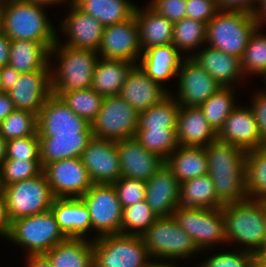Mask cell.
I'll return each mask as SVG.
<instances>
[{
  "mask_svg": "<svg viewBox=\"0 0 266 267\" xmlns=\"http://www.w3.org/2000/svg\"><path fill=\"white\" fill-rule=\"evenodd\" d=\"M10 228L11 222L7 214L5 197L0 190V235L8 238Z\"/></svg>",
  "mask_w": 266,
  "mask_h": 267,
  "instance_id": "11a10c76",
  "label": "cell"
},
{
  "mask_svg": "<svg viewBox=\"0 0 266 267\" xmlns=\"http://www.w3.org/2000/svg\"><path fill=\"white\" fill-rule=\"evenodd\" d=\"M172 43L154 46L142 52L137 64L155 82L162 83L177 76L183 58Z\"/></svg>",
  "mask_w": 266,
  "mask_h": 267,
  "instance_id": "4316f807",
  "label": "cell"
},
{
  "mask_svg": "<svg viewBox=\"0 0 266 267\" xmlns=\"http://www.w3.org/2000/svg\"><path fill=\"white\" fill-rule=\"evenodd\" d=\"M178 97L180 106L199 107L220 88V84L190 57L183 58L179 70Z\"/></svg>",
  "mask_w": 266,
  "mask_h": 267,
  "instance_id": "2e32d148",
  "label": "cell"
},
{
  "mask_svg": "<svg viewBox=\"0 0 266 267\" xmlns=\"http://www.w3.org/2000/svg\"><path fill=\"white\" fill-rule=\"evenodd\" d=\"M70 2L82 12L96 18L103 26L130 19L136 8V5L129 0H71Z\"/></svg>",
  "mask_w": 266,
  "mask_h": 267,
  "instance_id": "836d02e7",
  "label": "cell"
},
{
  "mask_svg": "<svg viewBox=\"0 0 266 267\" xmlns=\"http://www.w3.org/2000/svg\"><path fill=\"white\" fill-rule=\"evenodd\" d=\"M55 198H80L93 185L88 170L80 158H66L43 167Z\"/></svg>",
  "mask_w": 266,
  "mask_h": 267,
  "instance_id": "5bb4252c",
  "label": "cell"
},
{
  "mask_svg": "<svg viewBox=\"0 0 266 267\" xmlns=\"http://www.w3.org/2000/svg\"><path fill=\"white\" fill-rule=\"evenodd\" d=\"M11 39L0 30V67L8 65Z\"/></svg>",
  "mask_w": 266,
  "mask_h": 267,
  "instance_id": "6f0895ef",
  "label": "cell"
},
{
  "mask_svg": "<svg viewBox=\"0 0 266 267\" xmlns=\"http://www.w3.org/2000/svg\"><path fill=\"white\" fill-rule=\"evenodd\" d=\"M88 209L96 238L120 234L123 207L112 184H93L80 197Z\"/></svg>",
  "mask_w": 266,
  "mask_h": 267,
  "instance_id": "7c38bea8",
  "label": "cell"
},
{
  "mask_svg": "<svg viewBox=\"0 0 266 267\" xmlns=\"http://www.w3.org/2000/svg\"><path fill=\"white\" fill-rule=\"evenodd\" d=\"M158 218L146 200L123 208L120 234L141 236Z\"/></svg>",
  "mask_w": 266,
  "mask_h": 267,
  "instance_id": "b9f144b4",
  "label": "cell"
},
{
  "mask_svg": "<svg viewBox=\"0 0 266 267\" xmlns=\"http://www.w3.org/2000/svg\"><path fill=\"white\" fill-rule=\"evenodd\" d=\"M7 140L0 135V166L6 158Z\"/></svg>",
  "mask_w": 266,
  "mask_h": 267,
  "instance_id": "94428289",
  "label": "cell"
},
{
  "mask_svg": "<svg viewBox=\"0 0 266 267\" xmlns=\"http://www.w3.org/2000/svg\"><path fill=\"white\" fill-rule=\"evenodd\" d=\"M226 243L245 245V251L263 256L266 242V202L246 199L222 206ZM247 246V247H246Z\"/></svg>",
  "mask_w": 266,
  "mask_h": 267,
  "instance_id": "3957f363",
  "label": "cell"
},
{
  "mask_svg": "<svg viewBox=\"0 0 266 267\" xmlns=\"http://www.w3.org/2000/svg\"><path fill=\"white\" fill-rule=\"evenodd\" d=\"M44 255L53 267H94L92 239L67 237Z\"/></svg>",
  "mask_w": 266,
  "mask_h": 267,
  "instance_id": "4dcf8cb0",
  "label": "cell"
},
{
  "mask_svg": "<svg viewBox=\"0 0 266 267\" xmlns=\"http://www.w3.org/2000/svg\"><path fill=\"white\" fill-rule=\"evenodd\" d=\"M245 175L248 198L266 202V145L246 152Z\"/></svg>",
  "mask_w": 266,
  "mask_h": 267,
  "instance_id": "d590c367",
  "label": "cell"
},
{
  "mask_svg": "<svg viewBox=\"0 0 266 267\" xmlns=\"http://www.w3.org/2000/svg\"><path fill=\"white\" fill-rule=\"evenodd\" d=\"M169 93L164 85L148 77L138 65L128 74L119 96L140 113L166 98Z\"/></svg>",
  "mask_w": 266,
  "mask_h": 267,
  "instance_id": "603a6c76",
  "label": "cell"
},
{
  "mask_svg": "<svg viewBox=\"0 0 266 267\" xmlns=\"http://www.w3.org/2000/svg\"><path fill=\"white\" fill-rule=\"evenodd\" d=\"M37 114L15 109L0 123V135L7 141L37 134Z\"/></svg>",
  "mask_w": 266,
  "mask_h": 267,
  "instance_id": "ee69618b",
  "label": "cell"
},
{
  "mask_svg": "<svg viewBox=\"0 0 266 267\" xmlns=\"http://www.w3.org/2000/svg\"><path fill=\"white\" fill-rule=\"evenodd\" d=\"M263 256H266V242H265L264 249H263Z\"/></svg>",
  "mask_w": 266,
  "mask_h": 267,
  "instance_id": "03108f58",
  "label": "cell"
},
{
  "mask_svg": "<svg viewBox=\"0 0 266 267\" xmlns=\"http://www.w3.org/2000/svg\"><path fill=\"white\" fill-rule=\"evenodd\" d=\"M69 15L61 21V30L63 33L68 34L69 41L64 44L69 47L79 49H89L97 51L103 35L104 26L94 17L82 12L72 2Z\"/></svg>",
  "mask_w": 266,
  "mask_h": 267,
  "instance_id": "7402d4cb",
  "label": "cell"
},
{
  "mask_svg": "<svg viewBox=\"0 0 266 267\" xmlns=\"http://www.w3.org/2000/svg\"><path fill=\"white\" fill-rule=\"evenodd\" d=\"M10 222L50 210L54 196L43 171L1 188Z\"/></svg>",
  "mask_w": 266,
  "mask_h": 267,
  "instance_id": "ba28073f",
  "label": "cell"
},
{
  "mask_svg": "<svg viewBox=\"0 0 266 267\" xmlns=\"http://www.w3.org/2000/svg\"><path fill=\"white\" fill-rule=\"evenodd\" d=\"M219 10L242 11L255 14L260 0H216Z\"/></svg>",
  "mask_w": 266,
  "mask_h": 267,
  "instance_id": "f5cc1de1",
  "label": "cell"
},
{
  "mask_svg": "<svg viewBox=\"0 0 266 267\" xmlns=\"http://www.w3.org/2000/svg\"><path fill=\"white\" fill-rule=\"evenodd\" d=\"M5 159L40 161V140L38 133L33 136L7 141Z\"/></svg>",
  "mask_w": 266,
  "mask_h": 267,
  "instance_id": "bcb514c9",
  "label": "cell"
},
{
  "mask_svg": "<svg viewBox=\"0 0 266 267\" xmlns=\"http://www.w3.org/2000/svg\"><path fill=\"white\" fill-rule=\"evenodd\" d=\"M92 246L94 267H147L151 261L138 235H104L92 238Z\"/></svg>",
  "mask_w": 266,
  "mask_h": 267,
  "instance_id": "52a82bcc",
  "label": "cell"
},
{
  "mask_svg": "<svg viewBox=\"0 0 266 267\" xmlns=\"http://www.w3.org/2000/svg\"><path fill=\"white\" fill-rule=\"evenodd\" d=\"M257 27L251 34L241 60L243 75L258 74L266 72V35L259 32Z\"/></svg>",
  "mask_w": 266,
  "mask_h": 267,
  "instance_id": "7bdbcfd3",
  "label": "cell"
},
{
  "mask_svg": "<svg viewBox=\"0 0 266 267\" xmlns=\"http://www.w3.org/2000/svg\"><path fill=\"white\" fill-rule=\"evenodd\" d=\"M148 5L173 23L186 17V0H152Z\"/></svg>",
  "mask_w": 266,
  "mask_h": 267,
  "instance_id": "f907efd6",
  "label": "cell"
},
{
  "mask_svg": "<svg viewBox=\"0 0 266 267\" xmlns=\"http://www.w3.org/2000/svg\"><path fill=\"white\" fill-rule=\"evenodd\" d=\"M26 257L28 267H53L44 254L27 255Z\"/></svg>",
  "mask_w": 266,
  "mask_h": 267,
  "instance_id": "680465c9",
  "label": "cell"
},
{
  "mask_svg": "<svg viewBox=\"0 0 266 267\" xmlns=\"http://www.w3.org/2000/svg\"><path fill=\"white\" fill-rule=\"evenodd\" d=\"M112 185L123 208L141 202L146 198V181L120 177Z\"/></svg>",
  "mask_w": 266,
  "mask_h": 267,
  "instance_id": "7dc6e473",
  "label": "cell"
},
{
  "mask_svg": "<svg viewBox=\"0 0 266 267\" xmlns=\"http://www.w3.org/2000/svg\"><path fill=\"white\" fill-rule=\"evenodd\" d=\"M219 11L216 0H186V17L208 23Z\"/></svg>",
  "mask_w": 266,
  "mask_h": 267,
  "instance_id": "681fc988",
  "label": "cell"
},
{
  "mask_svg": "<svg viewBox=\"0 0 266 267\" xmlns=\"http://www.w3.org/2000/svg\"><path fill=\"white\" fill-rule=\"evenodd\" d=\"M217 139L250 151L266 145L258 131L251 108L236 107L217 132Z\"/></svg>",
  "mask_w": 266,
  "mask_h": 267,
  "instance_id": "d6986e66",
  "label": "cell"
},
{
  "mask_svg": "<svg viewBox=\"0 0 266 267\" xmlns=\"http://www.w3.org/2000/svg\"><path fill=\"white\" fill-rule=\"evenodd\" d=\"M141 237L151 259L156 257L161 260H177L200 251L173 216L158 217Z\"/></svg>",
  "mask_w": 266,
  "mask_h": 267,
  "instance_id": "9c48e42d",
  "label": "cell"
},
{
  "mask_svg": "<svg viewBox=\"0 0 266 267\" xmlns=\"http://www.w3.org/2000/svg\"><path fill=\"white\" fill-rule=\"evenodd\" d=\"M206 30V23L184 17L174 23L172 45L180 54L186 50L194 51L206 42Z\"/></svg>",
  "mask_w": 266,
  "mask_h": 267,
  "instance_id": "60d3db41",
  "label": "cell"
},
{
  "mask_svg": "<svg viewBox=\"0 0 266 267\" xmlns=\"http://www.w3.org/2000/svg\"><path fill=\"white\" fill-rule=\"evenodd\" d=\"M252 103L250 108L256 119L259 135L266 144V91H258V94L253 96Z\"/></svg>",
  "mask_w": 266,
  "mask_h": 267,
  "instance_id": "816d5d0a",
  "label": "cell"
},
{
  "mask_svg": "<svg viewBox=\"0 0 266 267\" xmlns=\"http://www.w3.org/2000/svg\"><path fill=\"white\" fill-rule=\"evenodd\" d=\"M97 53L99 57L105 59L138 64L142 50L139 43V28L134 15L126 21L104 26Z\"/></svg>",
  "mask_w": 266,
  "mask_h": 267,
  "instance_id": "9a60e30c",
  "label": "cell"
},
{
  "mask_svg": "<svg viewBox=\"0 0 266 267\" xmlns=\"http://www.w3.org/2000/svg\"><path fill=\"white\" fill-rule=\"evenodd\" d=\"M66 238L50 209L12 221L7 239L26 248V255H41Z\"/></svg>",
  "mask_w": 266,
  "mask_h": 267,
  "instance_id": "8992f818",
  "label": "cell"
},
{
  "mask_svg": "<svg viewBox=\"0 0 266 267\" xmlns=\"http://www.w3.org/2000/svg\"><path fill=\"white\" fill-rule=\"evenodd\" d=\"M42 171L41 161L5 159L0 166V187L33 178Z\"/></svg>",
  "mask_w": 266,
  "mask_h": 267,
  "instance_id": "f6af8a7d",
  "label": "cell"
},
{
  "mask_svg": "<svg viewBox=\"0 0 266 267\" xmlns=\"http://www.w3.org/2000/svg\"><path fill=\"white\" fill-rule=\"evenodd\" d=\"M50 209L66 237L86 238L91 231L90 214L80 198H54Z\"/></svg>",
  "mask_w": 266,
  "mask_h": 267,
  "instance_id": "484cf974",
  "label": "cell"
},
{
  "mask_svg": "<svg viewBox=\"0 0 266 267\" xmlns=\"http://www.w3.org/2000/svg\"><path fill=\"white\" fill-rule=\"evenodd\" d=\"M15 107L7 92H0V123L6 119L13 111Z\"/></svg>",
  "mask_w": 266,
  "mask_h": 267,
  "instance_id": "9f6ffc18",
  "label": "cell"
},
{
  "mask_svg": "<svg viewBox=\"0 0 266 267\" xmlns=\"http://www.w3.org/2000/svg\"><path fill=\"white\" fill-rule=\"evenodd\" d=\"M264 78H265V84H266V72L263 74Z\"/></svg>",
  "mask_w": 266,
  "mask_h": 267,
  "instance_id": "003e7915",
  "label": "cell"
},
{
  "mask_svg": "<svg viewBox=\"0 0 266 267\" xmlns=\"http://www.w3.org/2000/svg\"><path fill=\"white\" fill-rule=\"evenodd\" d=\"M208 175L218 202L223 206L248 199L246 189V151L218 139L205 146Z\"/></svg>",
  "mask_w": 266,
  "mask_h": 267,
  "instance_id": "6da1fadb",
  "label": "cell"
},
{
  "mask_svg": "<svg viewBox=\"0 0 266 267\" xmlns=\"http://www.w3.org/2000/svg\"><path fill=\"white\" fill-rule=\"evenodd\" d=\"M258 27L254 14L219 10L207 23L206 43L224 53L242 58L249 38Z\"/></svg>",
  "mask_w": 266,
  "mask_h": 267,
  "instance_id": "5b68a950",
  "label": "cell"
},
{
  "mask_svg": "<svg viewBox=\"0 0 266 267\" xmlns=\"http://www.w3.org/2000/svg\"><path fill=\"white\" fill-rule=\"evenodd\" d=\"M21 73L10 65L0 67V92H9L15 86Z\"/></svg>",
  "mask_w": 266,
  "mask_h": 267,
  "instance_id": "db71d44e",
  "label": "cell"
},
{
  "mask_svg": "<svg viewBox=\"0 0 266 267\" xmlns=\"http://www.w3.org/2000/svg\"><path fill=\"white\" fill-rule=\"evenodd\" d=\"M257 11L254 14L258 22V27L266 23V0H260L259 6H257Z\"/></svg>",
  "mask_w": 266,
  "mask_h": 267,
  "instance_id": "91938a15",
  "label": "cell"
},
{
  "mask_svg": "<svg viewBox=\"0 0 266 267\" xmlns=\"http://www.w3.org/2000/svg\"><path fill=\"white\" fill-rule=\"evenodd\" d=\"M257 255L245 251L219 253L206 259V267H254Z\"/></svg>",
  "mask_w": 266,
  "mask_h": 267,
  "instance_id": "c3c4849f",
  "label": "cell"
},
{
  "mask_svg": "<svg viewBox=\"0 0 266 267\" xmlns=\"http://www.w3.org/2000/svg\"><path fill=\"white\" fill-rule=\"evenodd\" d=\"M134 138L146 150L157 154L164 161L179 146L176 128H138Z\"/></svg>",
  "mask_w": 266,
  "mask_h": 267,
  "instance_id": "8d00e7d4",
  "label": "cell"
},
{
  "mask_svg": "<svg viewBox=\"0 0 266 267\" xmlns=\"http://www.w3.org/2000/svg\"><path fill=\"white\" fill-rule=\"evenodd\" d=\"M180 182L162 166L146 181V202L158 217H171L179 206Z\"/></svg>",
  "mask_w": 266,
  "mask_h": 267,
  "instance_id": "ffe728a7",
  "label": "cell"
},
{
  "mask_svg": "<svg viewBox=\"0 0 266 267\" xmlns=\"http://www.w3.org/2000/svg\"><path fill=\"white\" fill-rule=\"evenodd\" d=\"M137 129L138 113L119 95L104 97L91 123L93 137L115 142L133 138Z\"/></svg>",
  "mask_w": 266,
  "mask_h": 267,
  "instance_id": "30bf717a",
  "label": "cell"
},
{
  "mask_svg": "<svg viewBox=\"0 0 266 267\" xmlns=\"http://www.w3.org/2000/svg\"><path fill=\"white\" fill-rule=\"evenodd\" d=\"M165 163L180 183L208 173L205 147L178 146Z\"/></svg>",
  "mask_w": 266,
  "mask_h": 267,
  "instance_id": "1f68e13d",
  "label": "cell"
},
{
  "mask_svg": "<svg viewBox=\"0 0 266 267\" xmlns=\"http://www.w3.org/2000/svg\"><path fill=\"white\" fill-rule=\"evenodd\" d=\"M203 48L187 57L202 67L221 87H232L236 79L243 78L240 58L210 46Z\"/></svg>",
  "mask_w": 266,
  "mask_h": 267,
  "instance_id": "d4e9b609",
  "label": "cell"
},
{
  "mask_svg": "<svg viewBox=\"0 0 266 267\" xmlns=\"http://www.w3.org/2000/svg\"><path fill=\"white\" fill-rule=\"evenodd\" d=\"M134 17L139 28V43L142 52L154 46L172 43L174 23L158 14L150 6L144 10L136 6Z\"/></svg>",
  "mask_w": 266,
  "mask_h": 267,
  "instance_id": "83f0119b",
  "label": "cell"
},
{
  "mask_svg": "<svg viewBox=\"0 0 266 267\" xmlns=\"http://www.w3.org/2000/svg\"><path fill=\"white\" fill-rule=\"evenodd\" d=\"M179 206L193 208H222L214 184L208 174L180 183Z\"/></svg>",
  "mask_w": 266,
  "mask_h": 267,
  "instance_id": "e575fe53",
  "label": "cell"
},
{
  "mask_svg": "<svg viewBox=\"0 0 266 267\" xmlns=\"http://www.w3.org/2000/svg\"><path fill=\"white\" fill-rule=\"evenodd\" d=\"M54 53L60 63L56 71L51 69L52 92L79 91L92 87V77L99 59L97 51L60 45L56 41L50 49V57L55 56Z\"/></svg>",
  "mask_w": 266,
  "mask_h": 267,
  "instance_id": "277c9868",
  "label": "cell"
},
{
  "mask_svg": "<svg viewBox=\"0 0 266 267\" xmlns=\"http://www.w3.org/2000/svg\"><path fill=\"white\" fill-rule=\"evenodd\" d=\"M7 93L15 109L27 110L38 115L45 100L52 94L51 69L21 73L15 86Z\"/></svg>",
  "mask_w": 266,
  "mask_h": 267,
  "instance_id": "ac0fdd59",
  "label": "cell"
},
{
  "mask_svg": "<svg viewBox=\"0 0 266 267\" xmlns=\"http://www.w3.org/2000/svg\"><path fill=\"white\" fill-rule=\"evenodd\" d=\"M99 59L93 73L91 88L103 97L119 95L128 74L137 64L103 57Z\"/></svg>",
  "mask_w": 266,
  "mask_h": 267,
  "instance_id": "f546056e",
  "label": "cell"
},
{
  "mask_svg": "<svg viewBox=\"0 0 266 267\" xmlns=\"http://www.w3.org/2000/svg\"><path fill=\"white\" fill-rule=\"evenodd\" d=\"M254 267H266V256H257Z\"/></svg>",
  "mask_w": 266,
  "mask_h": 267,
  "instance_id": "e7e4bbea",
  "label": "cell"
},
{
  "mask_svg": "<svg viewBox=\"0 0 266 267\" xmlns=\"http://www.w3.org/2000/svg\"><path fill=\"white\" fill-rule=\"evenodd\" d=\"M55 43H38L31 40H11L8 65L19 73L50 68V49Z\"/></svg>",
  "mask_w": 266,
  "mask_h": 267,
  "instance_id": "f1b7e54d",
  "label": "cell"
},
{
  "mask_svg": "<svg viewBox=\"0 0 266 267\" xmlns=\"http://www.w3.org/2000/svg\"><path fill=\"white\" fill-rule=\"evenodd\" d=\"M172 216L178 226L193 239L200 251L215 243L226 242L222 208L178 206Z\"/></svg>",
  "mask_w": 266,
  "mask_h": 267,
  "instance_id": "8fae6325",
  "label": "cell"
},
{
  "mask_svg": "<svg viewBox=\"0 0 266 267\" xmlns=\"http://www.w3.org/2000/svg\"><path fill=\"white\" fill-rule=\"evenodd\" d=\"M234 87H222L199 106L209 125L217 133L235 106Z\"/></svg>",
  "mask_w": 266,
  "mask_h": 267,
  "instance_id": "74e56055",
  "label": "cell"
},
{
  "mask_svg": "<svg viewBox=\"0 0 266 267\" xmlns=\"http://www.w3.org/2000/svg\"><path fill=\"white\" fill-rule=\"evenodd\" d=\"M78 116L86 119L90 124L96 119L101 108L103 96L92 88L79 91L52 92Z\"/></svg>",
  "mask_w": 266,
  "mask_h": 267,
  "instance_id": "ab89813d",
  "label": "cell"
},
{
  "mask_svg": "<svg viewBox=\"0 0 266 267\" xmlns=\"http://www.w3.org/2000/svg\"><path fill=\"white\" fill-rule=\"evenodd\" d=\"M39 137L93 135L91 124L76 115L60 97L51 94L37 115Z\"/></svg>",
  "mask_w": 266,
  "mask_h": 267,
  "instance_id": "4fadbf2b",
  "label": "cell"
},
{
  "mask_svg": "<svg viewBox=\"0 0 266 267\" xmlns=\"http://www.w3.org/2000/svg\"><path fill=\"white\" fill-rule=\"evenodd\" d=\"M93 135H55L39 137L42 168L54 161L66 158H80Z\"/></svg>",
  "mask_w": 266,
  "mask_h": 267,
  "instance_id": "d6a6232c",
  "label": "cell"
},
{
  "mask_svg": "<svg viewBox=\"0 0 266 267\" xmlns=\"http://www.w3.org/2000/svg\"><path fill=\"white\" fill-rule=\"evenodd\" d=\"M80 159L88 170L93 184H112L121 177L115 141L92 137Z\"/></svg>",
  "mask_w": 266,
  "mask_h": 267,
  "instance_id": "e0dca14e",
  "label": "cell"
},
{
  "mask_svg": "<svg viewBox=\"0 0 266 267\" xmlns=\"http://www.w3.org/2000/svg\"><path fill=\"white\" fill-rule=\"evenodd\" d=\"M45 5L26 0L0 3V30L11 40L56 43L57 32L45 14Z\"/></svg>",
  "mask_w": 266,
  "mask_h": 267,
  "instance_id": "7a4b0ae2",
  "label": "cell"
},
{
  "mask_svg": "<svg viewBox=\"0 0 266 267\" xmlns=\"http://www.w3.org/2000/svg\"><path fill=\"white\" fill-rule=\"evenodd\" d=\"M180 105L168 95L161 102L138 113V128H176Z\"/></svg>",
  "mask_w": 266,
  "mask_h": 267,
  "instance_id": "f35d334b",
  "label": "cell"
},
{
  "mask_svg": "<svg viewBox=\"0 0 266 267\" xmlns=\"http://www.w3.org/2000/svg\"><path fill=\"white\" fill-rule=\"evenodd\" d=\"M121 177L148 181L165 161L146 150L134 137L116 141Z\"/></svg>",
  "mask_w": 266,
  "mask_h": 267,
  "instance_id": "44dd1931",
  "label": "cell"
},
{
  "mask_svg": "<svg viewBox=\"0 0 266 267\" xmlns=\"http://www.w3.org/2000/svg\"><path fill=\"white\" fill-rule=\"evenodd\" d=\"M26 1H34L36 3H42L50 6V4H58V3H63L66 0H26Z\"/></svg>",
  "mask_w": 266,
  "mask_h": 267,
  "instance_id": "be15d7a7",
  "label": "cell"
},
{
  "mask_svg": "<svg viewBox=\"0 0 266 267\" xmlns=\"http://www.w3.org/2000/svg\"><path fill=\"white\" fill-rule=\"evenodd\" d=\"M176 136L179 146L205 147L217 139L199 107L180 106Z\"/></svg>",
  "mask_w": 266,
  "mask_h": 267,
  "instance_id": "cb8c5ba5",
  "label": "cell"
},
{
  "mask_svg": "<svg viewBox=\"0 0 266 267\" xmlns=\"http://www.w3.org/2000/svg\"><path fill=\"white\" fill-rule=\"evenodd\" d=\"M159 259H157V262L156 261H153V262H149L147 264V267H176L174 266L173 263H168V262H162V261H158Z\"/></svg>",
  "mask_w": 266,
  "mask_h": 267,
  "instance_id": "6125c7cd",
  "label": "cell"
}]
</instances>
